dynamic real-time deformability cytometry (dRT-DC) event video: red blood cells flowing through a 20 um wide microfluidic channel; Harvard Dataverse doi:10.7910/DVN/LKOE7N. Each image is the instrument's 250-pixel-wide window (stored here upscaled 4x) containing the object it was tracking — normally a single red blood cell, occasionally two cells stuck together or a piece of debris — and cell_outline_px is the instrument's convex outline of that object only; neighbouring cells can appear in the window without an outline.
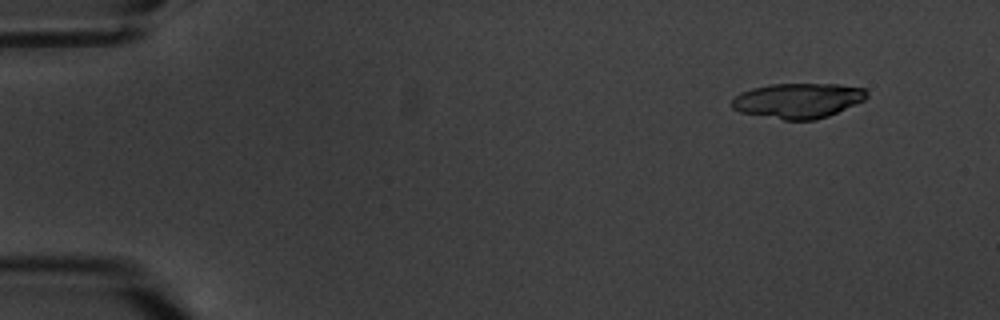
{"species": "common noctule bat (a hibernating species)", "species_latin": "Nyctalus noctula", "temperature_condition": "warm", "stored_images_in_passage": 6, "camera_frame_rate_fps": 3000, "um_per_image_px": 0.085, "animal": {"sex": "male", "body_mass_g": 20.1, "forearm_length_mm": 53.5}, "frame": {"image": 1, "passage_image": 1, "time_ms": 0.0, "image_size_px": [1000, 320], "cell_outline_px": [[868, 96], [864, 100], [828, 116], [816, 120], [784, 120], [740, 112], [732, 108], [732, 100], [740, 92], [752, 88], [772, 84], [840, 84], [864, 88], [868, 92]], "centroid_in_image_um": [67.84, 8.55], "position_along_channel_um": 17.2, "area_um2": 27.57}}